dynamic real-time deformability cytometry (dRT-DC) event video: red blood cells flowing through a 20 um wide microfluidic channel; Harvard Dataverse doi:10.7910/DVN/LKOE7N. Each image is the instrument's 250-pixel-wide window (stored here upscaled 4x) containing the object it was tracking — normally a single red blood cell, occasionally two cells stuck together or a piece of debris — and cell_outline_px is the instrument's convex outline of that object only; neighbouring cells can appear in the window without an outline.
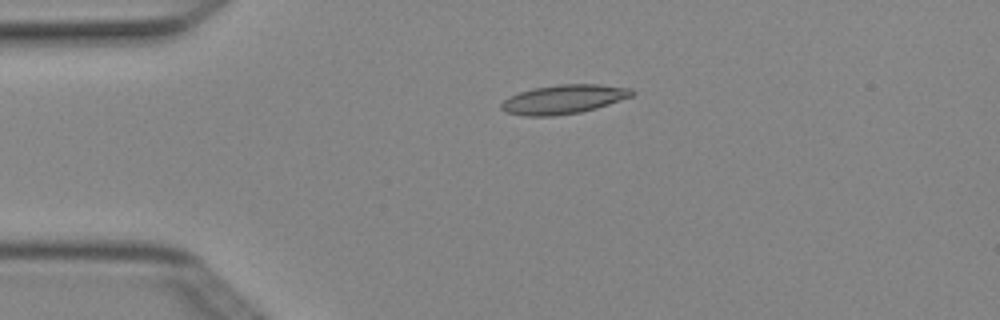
{"species": "Egyptian fruit bat (a non-hibernating species)", "species_latin": "Rousettus aegyptiacus", "temperature_condition": "cold", "stored_images_in_passage": 3, "camera_frame_rate_fps": 3000, "um_per_image_px": 0.085, "animal": {"sex": "female"}, "frame": {"image": 1, "passage_image": 1, "time_ms": 0.0, "image_size_px": [1000, 320], "cell_outline_px": [[636, 92], [632, 96], [596, 108], [580, 112], [552, 116], [524, 116], [508, 112], [500, 108], [500, 104], [504, 100], [520, 92], [532, 88], [560, 84], [600, 84], [632, 88]], "centroid_in_image_um": [47.94, 8.43], "position_along_channel_um": 37.1, "area_um2": 22.02}}
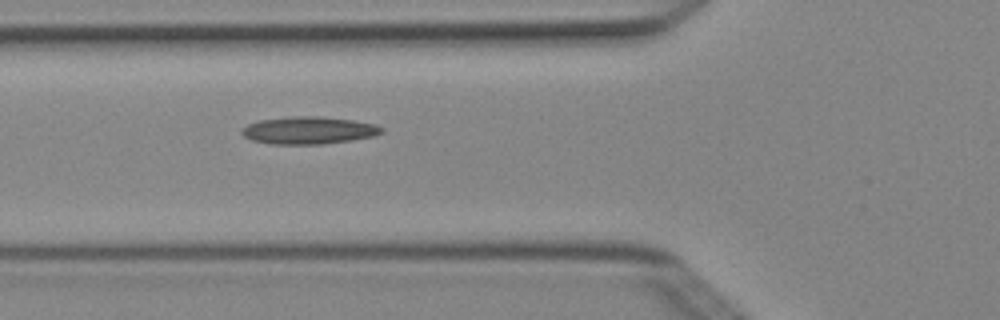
{"frame": {"image": 2, "passage_image": 3, "time_ms": 0.667, "image_size_px": [1000, 320], "cell_outline_px": [[384, 132], [372, 136], [352, 140], [324, 144], [268, 144], [252, 140], [244, 136], [240, 132], [248, 124], [260, 120], [292, 116], [320, 116], [352, 120], [376, 124], [384, 128]], "centroid_in_image_um": [26.25, 11.08], "position_along_channel_um": 99.5, "area_um2": 22.37}}